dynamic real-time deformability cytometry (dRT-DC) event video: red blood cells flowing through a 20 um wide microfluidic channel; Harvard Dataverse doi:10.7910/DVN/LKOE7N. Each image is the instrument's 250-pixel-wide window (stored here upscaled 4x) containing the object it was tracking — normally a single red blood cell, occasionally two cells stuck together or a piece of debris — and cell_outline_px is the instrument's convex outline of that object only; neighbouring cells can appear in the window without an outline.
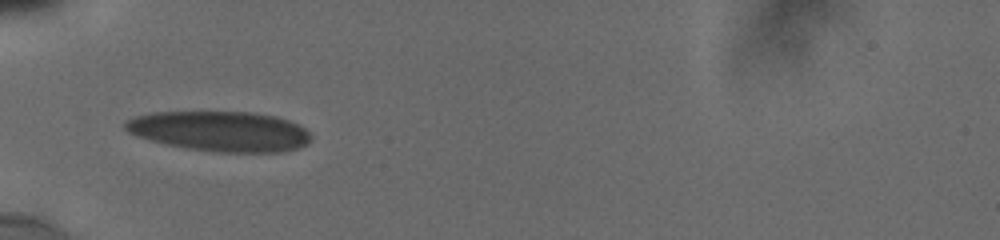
{"species": "human", "species_latin": "Homo sapiens", "temperature_condition": "cold", "stored_images_in_passage": 8, "camera_frame_rate_fps": 3000, "um_per_image_px": 0.085, "donor": {"sex": "male"}, "frame": {"image": 1, "passage_image": 1, "time_ms": 0.0, "image_size_px": [1000, 240], "cell_outline_px": [[312, 136], [308, 144], [300, 148], [284, 152], [216, 152], [188, 148], [168, 144], [136, 136], [128, 132], [124, 128], [124, 120], [132, 116], [152, 112], [248, 112], [276, 116], [288, 120], [304, 128]], "centroid_in_image_um": [18.7, 11.15], "position_along_channel_um": 66.3, "area_um2": 43.58}}